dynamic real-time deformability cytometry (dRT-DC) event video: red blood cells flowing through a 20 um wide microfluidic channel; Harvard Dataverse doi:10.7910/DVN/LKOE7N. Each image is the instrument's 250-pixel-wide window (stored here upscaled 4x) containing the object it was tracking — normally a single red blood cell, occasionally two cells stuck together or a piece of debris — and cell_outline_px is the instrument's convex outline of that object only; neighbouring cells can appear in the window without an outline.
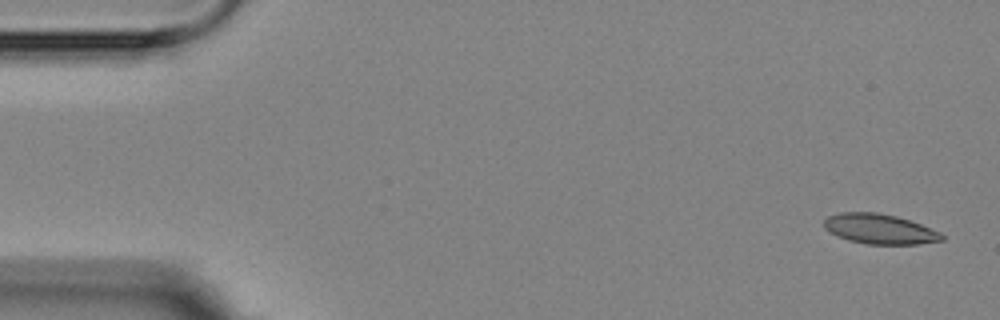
{"species": "Egyptian fruit bat (a non-hibernating species)", "species_latin": "Rousettus aegyptiacus", "temperature_condition": "room temperature", "stored_images_in_passage": 5, "camera_frame_rate_fps": 3000, "um_per_image_px": 0.085, "animal": {"sex": "female"}, "frame": {"image": 1, "passage_image": 1, "time_ms": 0.0, "image_size_px": [1000, 320], "cell_outline_px": [[944, 240], [920, 244], [868, 244], [848, 240], [836, 236], [828, 232], [824, 228], [824, 220], [828, 216], [840, 212], [876, 212], [896, 216], [920, 224], [940, 232], [944, 236]], "centroid_in_image_um": [74.74, 19.46], "position_along_channel_um": 10.3, "area_um2": 20.63}}
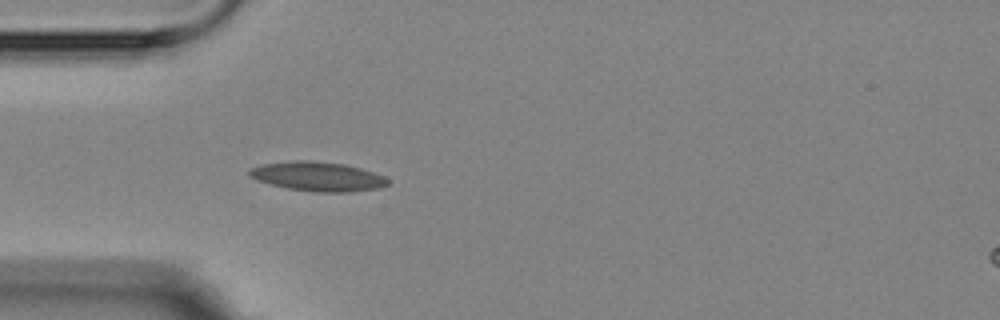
{"frame": {"image": 2, "passage_image": 5, "time_ms": 4.667, "image_size_px": [1000, 320], "cell_outline_px": [[388, 184], [380, 188], [352, 192], [316, 192], [288, 188], [256, 180], [248, 176], [248, 168], [264, 164], [296, 160], [312, 160], [344, 164], [360, 168], [384, 176], [388, 180]], "centroid_in_image_um": [26.99, 15.0], "position_along_channel_um": 58.0, "area_um2": 23.64}}